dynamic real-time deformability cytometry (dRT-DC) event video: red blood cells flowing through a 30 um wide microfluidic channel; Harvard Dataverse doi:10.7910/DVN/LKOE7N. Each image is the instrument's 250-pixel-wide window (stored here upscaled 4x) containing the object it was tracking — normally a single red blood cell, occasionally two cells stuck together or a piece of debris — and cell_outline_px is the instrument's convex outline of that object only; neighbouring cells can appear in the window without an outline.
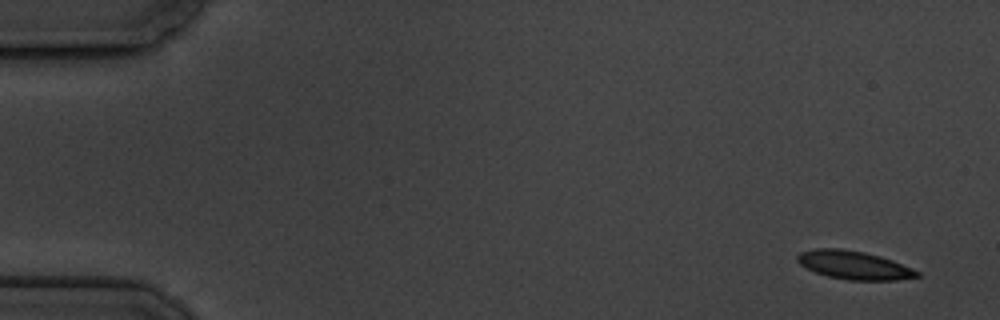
{"species": "common noctule bat (a hibernating species)", "species_latin": "Nyctalus noctula", "temperature_condition": "cold", "stored_images_in_passage": 5, "camera_frame_rate_fps": 3000, "um_per_image_px": 0.085, "animal": {"sex": "male", "body_mass_g": 19.5, "forearm_length_mm": 54.6}, "frame": {"image": 1, "passage_image": 1, "time_ms": 0.0, "image_size_px": [1000, 320], "cell_outline_px": [[920, 276], [896, 280], [848, 280], [828, 276], [816, 272], [800, 264], [796, 260], [796, 256], [800, 252], [816, 248], [840, 248], [864, 252], [880, 256], [892, 260], [912, 268], [920, 272]], "centroid_in_image_um": [72.58, 22.53], "position_along_channel_um": 12.4, "area_um2": 19.71}}
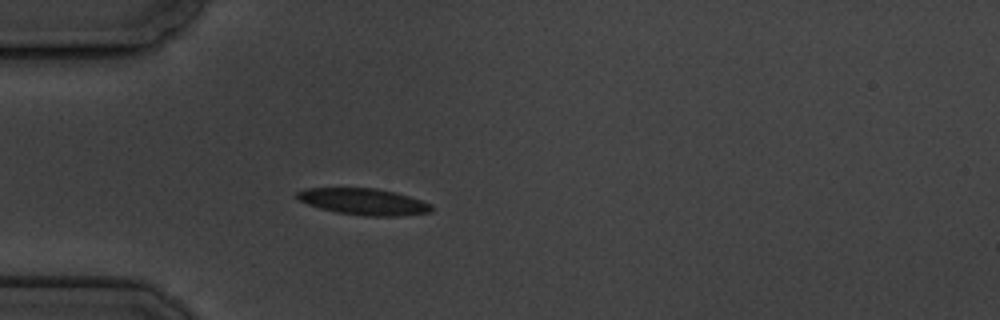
{"frame": {"image": 2, "passage_image": 5, "time_ms": 4.667, "image_size_px": [1000, 320], "cell_outline_px": [[432, 212], [396, 216], [364, 216], [336, 212], [320, 208], [308, 204], [300, 200], [296, 196], [296, 192], [308, 188], [376, 188], [396, 192], [432, 204]], "centroid_in_image_um": [30.92, 17.14], "position_along_channel_um": 54.1, "area_um2": 20.63}}